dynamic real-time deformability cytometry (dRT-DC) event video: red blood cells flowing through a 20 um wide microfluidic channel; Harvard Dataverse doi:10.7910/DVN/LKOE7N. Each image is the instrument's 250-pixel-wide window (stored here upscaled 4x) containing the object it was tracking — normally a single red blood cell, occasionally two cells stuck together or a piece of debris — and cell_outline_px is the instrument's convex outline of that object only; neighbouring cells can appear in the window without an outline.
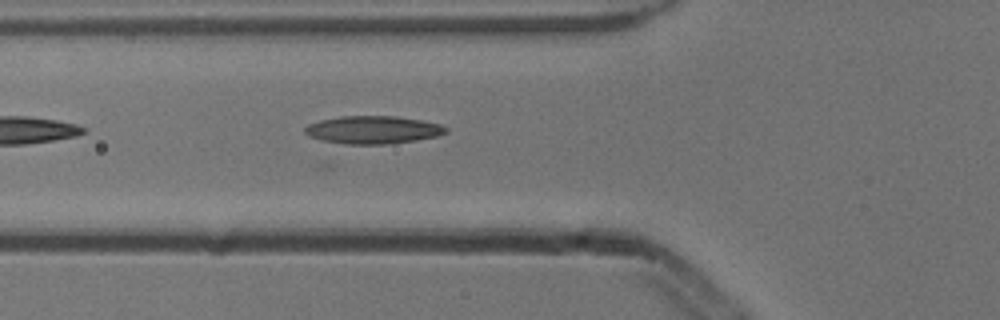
{"species": "common noctule bat (a hibernating species)", "species_latin": "Nyctalus noctula", "temperature_condition": "cold", "stored_images_in_passage": 15, "camera_frame_rate_fps": 3000, "um_per_image_px": 0.085, "animal": {"sex": "male", "body_mass_g": 13.3}, "frame": {"image": 1, "passage_image": 5, "time_ms": 1.333, "image_size_px": [1000, 320], "cell_outline_px": [[448, 132], [436, 136], [416, 140], [388, 144], [344, 144], [320, 140], [308, 136], [304, 132], [304, 128], [308, 124], [320, 120], [340, 116], [396, 116], [420, 120], [440, 124], [448, 128]], "centroid_in_image_um": [31.67, 11.04], "position_along_channel_um": 94.1, "area_um2": 22.95}}
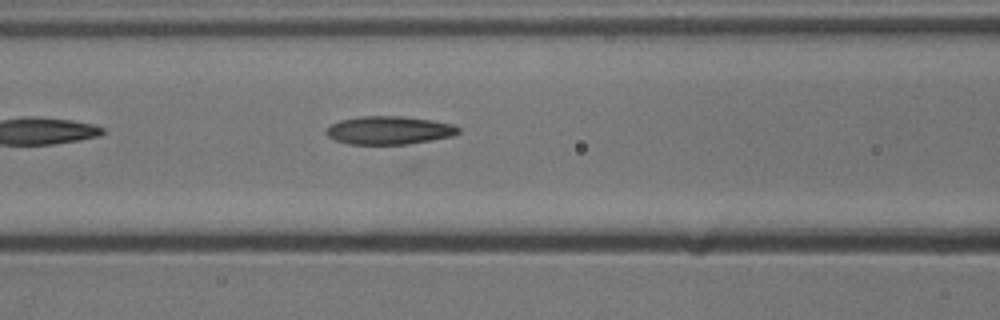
{"frame": {"image": 2, "passage_image": 8, "time_ms": 2.333, "image_size_px": [1000, 320], "cell_outline_px": [[460, 132], [452, 136], [408, 144], [348, 144], [336, 140], [328, 136], [324, 132], [332, 124], [340, 120], [360, 116], [400, 116], [432, 120], [452, 124], [460, 128]], "centroid_in_image_um": [33.07, 11.07], "position_along_channel_um": 133.5, "area_um2": 21.62}}